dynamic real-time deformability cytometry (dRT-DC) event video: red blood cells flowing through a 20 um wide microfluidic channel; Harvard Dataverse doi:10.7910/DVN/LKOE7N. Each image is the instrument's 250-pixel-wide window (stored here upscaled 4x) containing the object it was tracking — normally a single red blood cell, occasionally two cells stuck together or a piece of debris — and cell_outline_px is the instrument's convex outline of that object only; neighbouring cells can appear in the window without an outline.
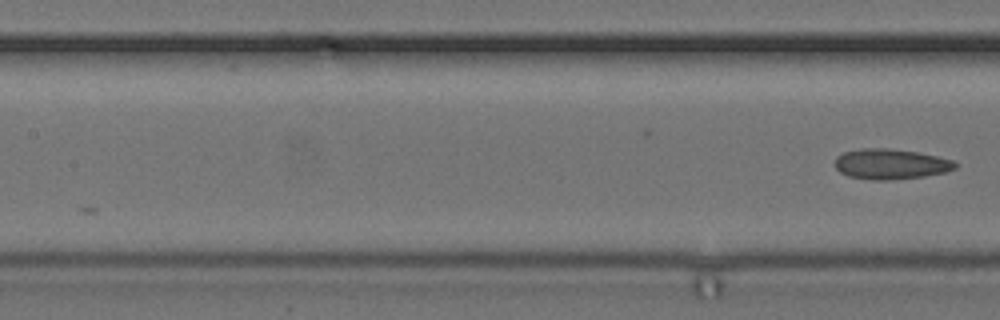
{"species": "common noctule bat (a hibernating species)", "species_latin": "Nyctalus noctula", "temperature_condition": "cold", "stored_images_in_passage": 6, "camera_frame_rate_fps": 3000, "um_per_image_px": 0.085, "animal": {"sex": "female", "body_mass_g": 24.6, "forearm_length_mm": 56.2}, "frame": {"image": 1, "passage_image": 6, "time_ms": 1.667, "image_size_px": [1000, 320], "cell_outline_px": [[960, 164], [956, 168], [944, 172], [924, 176], [892, 180], [872, 180], [848, 176], [840, 172], [836, 168], [836, 156], [844, 152], [860, 148], [888, 148], [916, 152], [936, 156], [952, 160]], "centroid_in_image_um": [75.71, 13.94], "position_along_channel_um": 131.7, "area_um2": 21.27}}